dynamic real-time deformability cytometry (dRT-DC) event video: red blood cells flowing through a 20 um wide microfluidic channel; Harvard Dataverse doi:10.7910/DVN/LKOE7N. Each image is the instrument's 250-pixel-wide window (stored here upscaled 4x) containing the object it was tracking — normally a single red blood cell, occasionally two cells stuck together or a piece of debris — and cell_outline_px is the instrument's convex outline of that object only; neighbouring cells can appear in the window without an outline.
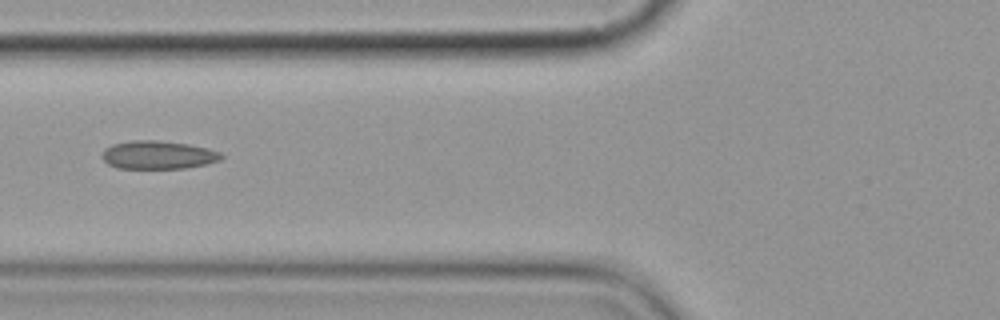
{"species": "common noctule bat (a hibernating species)", "species_latin": "Nyctalus noctula", "temperature_condition": "cold", "stored_images_in_passage": 8, "camera_frame_rate_fps": 3000, "um_per_image_px": 0.085, "animal": {"sex": "female", "body_mass_g": 19.9}, "frame": {"image": 1, "passage_image": 5, "time_ms": 4.667, "image_size_px": [1000, 320], "cell_outline_px": [[224, 156], [220, 160], [208, 164], [184, 168], [116, 168], [108, 164], [100, 156], [104, 148], [112, 144], [132, 140], [156, 140], [188, 144], [208, 148], [220, 152]], "centroid_in_image_um": [13.42, 13.16], "position_along_channel_um": 112.4, "area_um2": 19.77}}
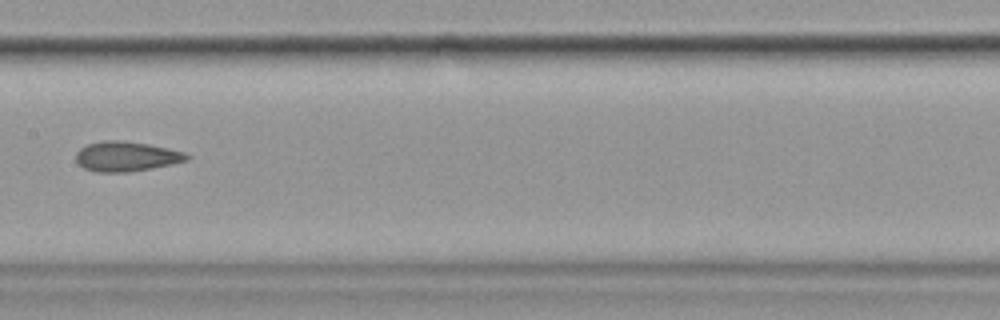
{"frame": {"image": 2, "passage_image": 7, "time_ms": 7.0, "image_size_px": [1000, 320], "cell_outline_px": [[192, 156], [188, 160], [172, 164], [128, 172], [96, 172], [84, 168], [76, 160], [76, 152], [80, 148], [88, 144], [104, 140], [120, 140], [148, 144], [168, 148], [184, 152]], "centroid_in_image_um": [10.74, 13.29], "position_along_channel_um": 196.7, "area_um2": 19.25}}
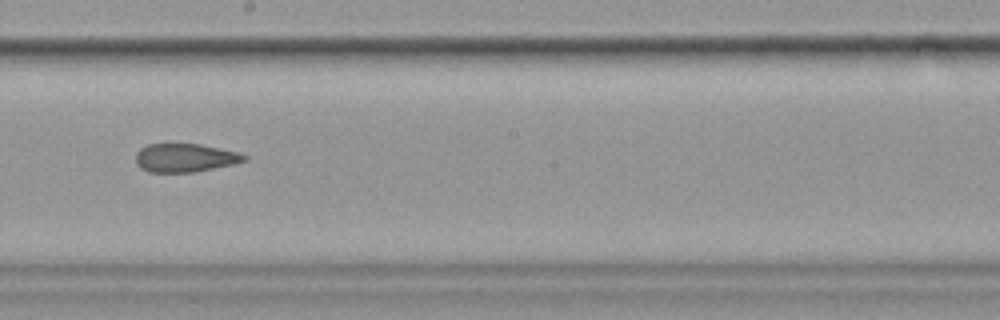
{"frame": {"image": 3, "passage_image": 8, "time_ms": 8.0, "image_size_px": [1000, 320], "cell_outline_px": [[248, 160], [236, 164], [192, 172], [148, 172], [140, 168], [136, 164], [136, 152], [140, 148], [148, 144], [168, 140], [200, 144], [236, 152], [248, 156]], "centroid_in_image_um": [15.67, 13.37], "position_along_channel_um": 232.5, "area_um2": 18.79}}